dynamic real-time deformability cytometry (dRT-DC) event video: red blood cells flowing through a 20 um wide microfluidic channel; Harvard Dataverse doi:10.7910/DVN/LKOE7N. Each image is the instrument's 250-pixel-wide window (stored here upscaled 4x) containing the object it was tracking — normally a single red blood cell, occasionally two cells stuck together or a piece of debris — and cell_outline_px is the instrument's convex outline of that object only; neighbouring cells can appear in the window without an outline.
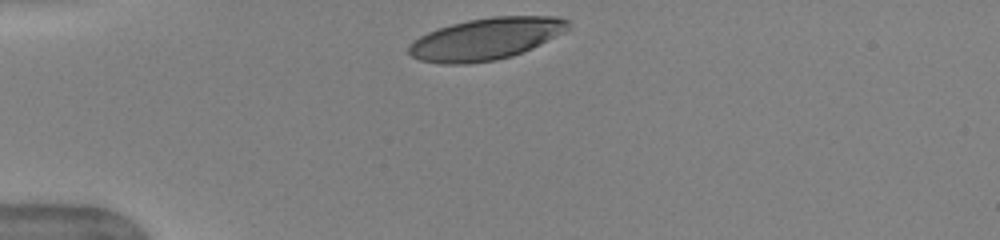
{"species": "human", "species_latin": "Homo sapiens", "temperature_condition": "warm", "stored_images_in_passage": 31, "camera_frame_rate_fps": 3000, "um_per_image_px": 0.085, "donor": {"sex": "female"}, "frame": {"image": 1, "passage_image": 1, "time_ms": 0.0, "image_size_px": [1000, 240], "cell_outline_px": [[572, 28], [532, 48], [512, 56], [496, 60], [468, 64], [440, 64], [420, 60], [412, 56], [408, 52], [408, 44], [420, 36], [428, 32], [452, 24], [468, 20], [492, 16], [556, 16], [568, 20]], "centroid_in_image_um": [41.31, 3.31], "position_along_channel_um": 43.7, "area_um2": 38.96}, "authors_computed_cell_mechanics": {"area_um2": 41.8472, "velocity_mm_per_s": 3.9737, "shape_relaxation_time_tau1_ms": 2.5201, "shape_relaxation_time_tau2_ms": null, "deformation_change_tau1": 0.1833, "deformation_change_tau2": null}}